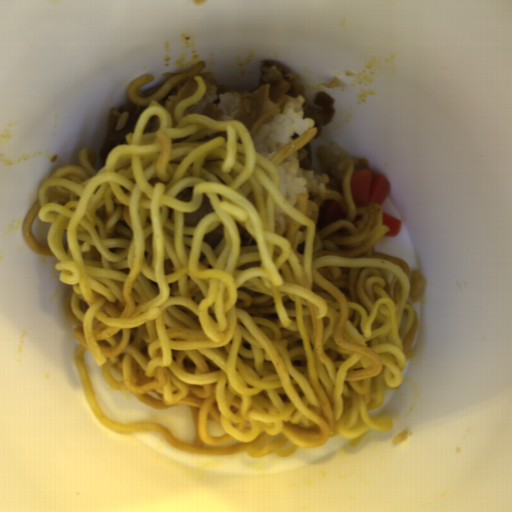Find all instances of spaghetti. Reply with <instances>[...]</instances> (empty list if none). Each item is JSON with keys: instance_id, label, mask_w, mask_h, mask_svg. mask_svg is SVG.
I'll return each instance as SVG.
<instances>
[{"instance_id": "1", "label": "spaghetti", "mask_w": 512, "mask_h": 512, "mask_svg": "<svg viewBox=\"0 0 512 512\" xmlns=\"http://www.w3.org/2000/svg\"><path fill=\"white\" fill-rule=\"evenodd\" d=\"M206 64L173 75L146 106L134 131L100 170L92 147L39 189L20 232L37 255L56 257L73 323L82 391L111 431H156L176 451L199 456H292L340 435L357 447L385 393L403 381L418 330L408 301L407 261L373 247L389 232L381 205L356 207L350 183L324 199L280 190L278 165L316 136L311 127L270 158L237 120L215 121L186 108L204 98ZM197 89L160 105L179 82ZM158 130L145 133L151 116ZM204 196L214 212L197 227L185 213ZM336 201L343 218L317 230L318 210ZM51 223L48 247L30 233ZM109 385L159 410L189 406L193 445L158 423H123L102 411L82 364L85 351Z\"/></svg>"}]
</instances>
